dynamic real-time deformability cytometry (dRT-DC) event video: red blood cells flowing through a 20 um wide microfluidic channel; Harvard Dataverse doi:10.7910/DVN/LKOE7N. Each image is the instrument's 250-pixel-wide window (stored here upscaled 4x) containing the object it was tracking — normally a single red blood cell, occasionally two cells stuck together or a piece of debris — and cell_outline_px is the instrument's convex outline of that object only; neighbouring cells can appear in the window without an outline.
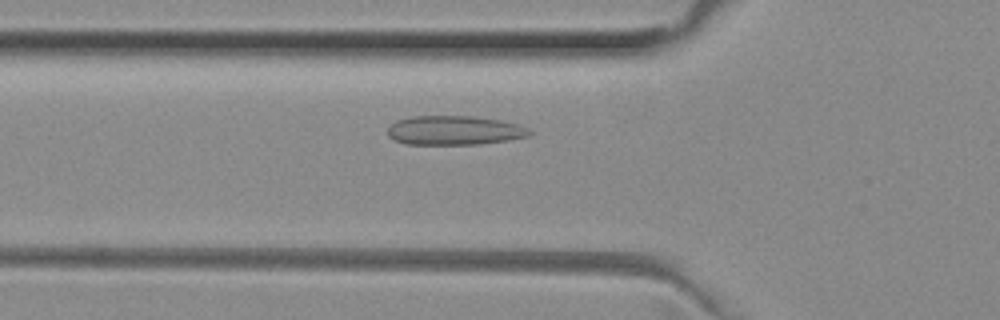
{"species": "common noctule bat (a hibernating species)", "species_latin": "Nyctalus noctula", "temperature_condition": "room temperature", "stored_images_in_passage": 34, "camera_frame_rate_fps": 3000, "um_per_image_px": 0.085, "animal": {"sex": "female", "body_mass_g": 29.2, "forearm_length_mm": 56.3}, "frame": {"image": 1, "passage_image": 8, "time_ms": 2.333, "image_size_px": [1000, 320], "cell_outline_px": [[532, 132], [528, 136], [508, 140], [480, 144], [404, 144], [388, 136], [388, 128], [396, 120], [412, 116], [472, 116], [500, 120], [516, 124], [528, 128]], "centroid_in_image_um": [38.61, 11.08], "position_along_channel_um": 87.2, "area_um2": 24.04}}
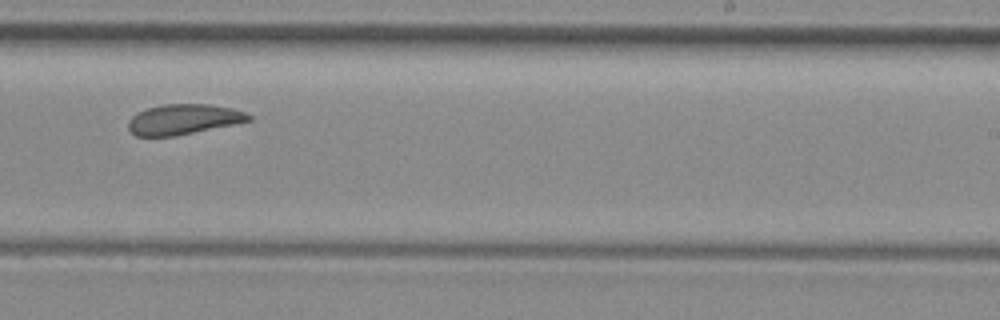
{"frame": {"image": 2, "passage_image": 22, "time_ms": 7.0, "image_size_px": [1000, 320], "cell_outline_px": [[252, 120], [172, 136], [136, 136], [128, 128], [128, 120], [136, 112], [160, 104], [208, 104], [232, 108], [244, 112], [252, 116]], "centroid_in_image_um": [15.55, 10.13], "position_along_channel_um": 273.4, "area_um2": 20.98}}
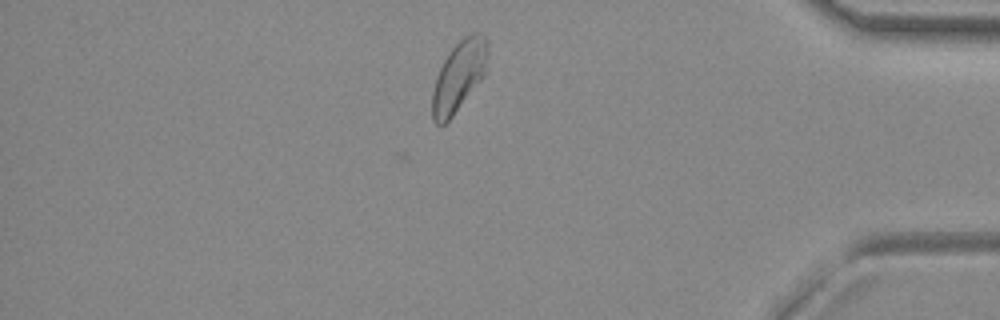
{"frame": {"image": 3, "passage_image": 34, "time_ms": 11.0, "image_size_px": [1000, 320], "cell_outline_px": [[488, 52], [484, 72], [480, 80], [452, 116], [444, 124], [436, 124], [432, 120], [432, 92], [436, 76], [444, 60], [452, 48], [464, 36], [472, 32], [480, 32], [488, 40]], "centroid_in_image_um": [38.99, 6.44], "position_along_channel_um": 396.2, "area_um2": 22.43}, "authors_computed_cell_mechanics": {"area_um2": 22.1374, "velocity_mm_per_s": 3.9908, "shape_relaxation_time_tau1_ms": null, "shape_relaxation_time_tau2_ms": 1.5622, "deformation_change_tau1": null, "deformation_change_tau2": 0.0757}}